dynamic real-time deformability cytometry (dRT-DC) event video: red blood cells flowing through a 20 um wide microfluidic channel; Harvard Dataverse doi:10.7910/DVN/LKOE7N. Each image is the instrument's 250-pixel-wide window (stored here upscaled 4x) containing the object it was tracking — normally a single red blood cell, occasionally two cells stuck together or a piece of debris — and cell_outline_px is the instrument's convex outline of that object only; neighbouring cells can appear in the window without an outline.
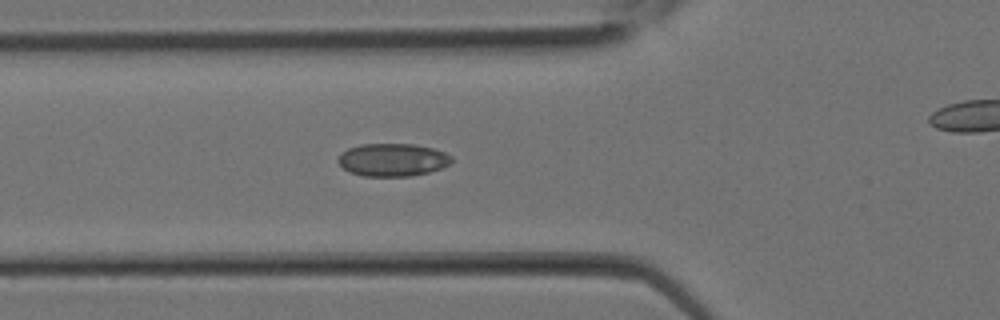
{"species": "Egyptian fruit bat (a non-hibernating species)", "species_latin": "Rousettus aegyptiacus", "temperature_condition": "room temperature", "stored_images_in_passage": 12, "camera_frame_rate_fps": 3000, "um_per_image_px": 0.085, "animal": {"sex": "female"}, "frame": {"image": 1, "passage_image": 10, "time_ms": 3.0, "image_size_px": [1000, 320], "cell_outline_px": [[452, 164], [428, 172], [408, 176], [364, 176], [348, 172], [336, 160], [348, 148], [360, 144], [412, 144], [432, 148], [444, 152], [452, 156]], "centroid_in_image_um": [33.38, 13.58], "position_along_channel_um": 92.4, "area_um2": 21.62}}
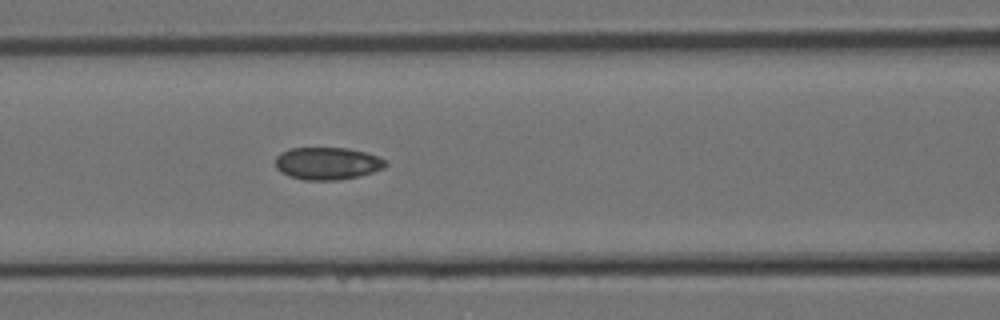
{"frame": {"image": 2, "passage_image": 12, "time_ms": 3.667, "image_size_px": [1000, 320], "cell_outline_px": [[388, 164], [384, 168], [360, 176], [336, 180], [304, 180], [288, 176], [280, 172], [276, 168], [276, 156], [280, 152], [288, 148], [348, 148], [364, 152], [376, 156], [384, 160]], "centroid_in_image_um": [27.79, 13.89], "position_along_channel_um": 138.8, "area_um2": 20.87}}